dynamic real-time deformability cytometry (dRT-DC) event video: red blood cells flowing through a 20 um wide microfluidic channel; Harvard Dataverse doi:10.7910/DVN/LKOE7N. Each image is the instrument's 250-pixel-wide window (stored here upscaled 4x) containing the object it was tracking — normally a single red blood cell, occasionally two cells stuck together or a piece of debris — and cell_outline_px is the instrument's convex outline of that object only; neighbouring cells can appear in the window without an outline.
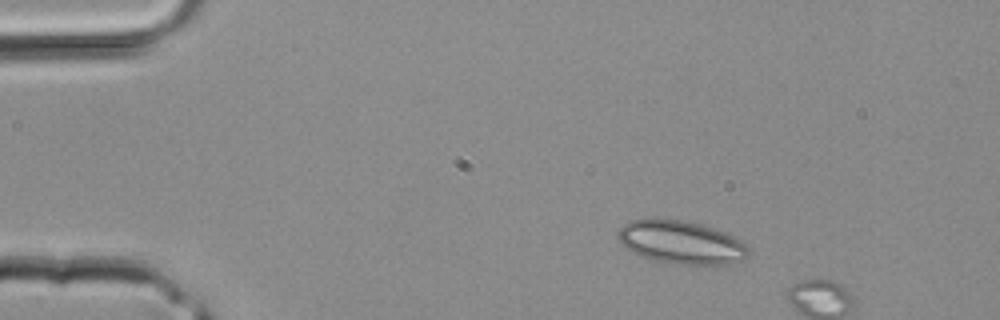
{"species": "common noctule bat (a hibernating species)", "species_latin": "Nyctalus noctula", "temperature_condition": "room temperature", "stored_images_in_passage": 3, "segment_of_instrument_passage": [1, 2], "camera_frame_rate_fps": 3000, "um_per_image_px": 0.085, "animal": {"sex": "male", "body_mass_g": 20.4}, "frame": {"image": 1, "passage_image": 1, "time_ms": 0.0, "image_size_px": [1000, 320], "cell_outline_px": [[748, 256], [744, 260], [728, 264], [672, 264], [640, 256], [632, 252], [616, 236], [616, 232], [628, 220], [684, 220], [700, 224], [724, 232], [740, 240], [748, 248]], "centroid_in_image_um": [57.9, 20.61], "position_along_channel_um": 27.1, "area_um2": 32.37}}